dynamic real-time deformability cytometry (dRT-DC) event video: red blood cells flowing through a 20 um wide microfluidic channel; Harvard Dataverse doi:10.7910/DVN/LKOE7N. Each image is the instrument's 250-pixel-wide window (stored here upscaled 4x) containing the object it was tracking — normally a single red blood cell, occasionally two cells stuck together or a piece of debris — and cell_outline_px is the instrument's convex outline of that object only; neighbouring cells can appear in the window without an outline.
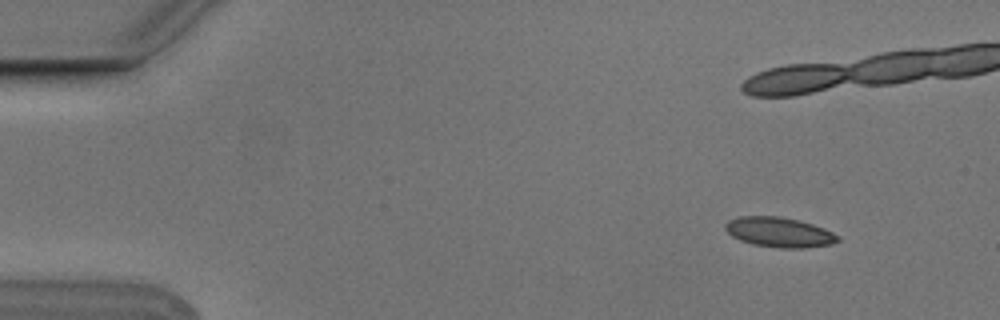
{"species": "Egyptian fruit bat (a non-hibernating species)", "species_latin": "Rousettus aegyptiacus", "temperature_condition": "cold", "stored_images_in_passage": 7, "camera_frame_rate_fps": 3000, "um_per_image_px": 0.085, "animal": {"sex": "male"}, "frame": {"image": 1, "passage_image": 2, "time_ms": 0.333, "image_size_px": [1000, 320], "cell_outline_px": [[840, 240], [832, 244], [804, 248], [780, 248], [752, 244], [740, 240], [732, 236], [724, 228], [724, 224], [728, 220], [740, 216], [776, 216], [796, 220], [812, 224], [824, 228], [840, 236]], "centroid_in_image_um": [66.23, 19.74], "position_along_channel_um": 18.8, "area_um2": 19.59}}